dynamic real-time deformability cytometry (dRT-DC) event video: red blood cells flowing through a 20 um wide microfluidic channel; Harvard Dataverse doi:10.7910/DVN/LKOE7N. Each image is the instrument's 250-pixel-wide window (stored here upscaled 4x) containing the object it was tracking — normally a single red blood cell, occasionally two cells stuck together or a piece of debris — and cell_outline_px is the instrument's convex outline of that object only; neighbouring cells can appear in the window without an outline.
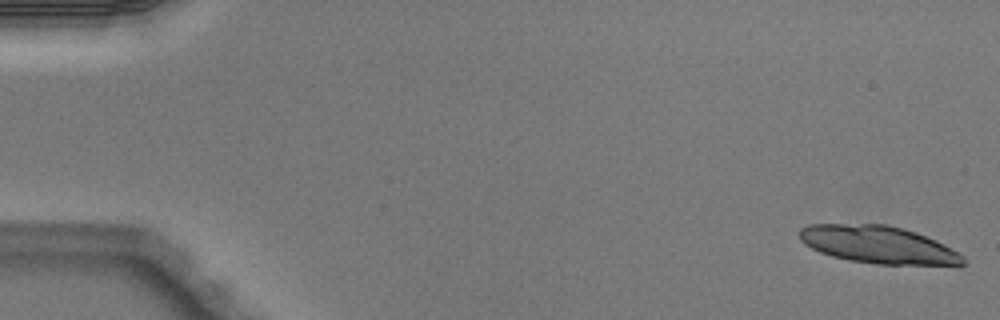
{"species": "Egyptian fruit bat (a non-hibernating species)", "species_latin": "Rousettus aegyptiacus", "temperature_condition": "warm", "stored_images_in_passage": 5, "camera_frame_rate_fps": 3000, "um_per_image_px": 0.085, "animal": {"sex": "male"}, "frame": {"image": 1, "passage_image": 1, "time_ms": 0.0, "image_size_px": [1000, 320], "cell_outline_px": [[964, 264], [960, 268], [956, 268], [876, 264], [848, 260], [832, 256], [820, 252], [804, 244], [800, 240], [800, 228], [808, 224], [884, 224], [904, 228], [916, 232], [936, 240], [960, 252], [964, 256]], "centroid_in_image_um": [74.8, 20.85], "position_along_channel_um": 10.2, "area_um2": 36.93}}